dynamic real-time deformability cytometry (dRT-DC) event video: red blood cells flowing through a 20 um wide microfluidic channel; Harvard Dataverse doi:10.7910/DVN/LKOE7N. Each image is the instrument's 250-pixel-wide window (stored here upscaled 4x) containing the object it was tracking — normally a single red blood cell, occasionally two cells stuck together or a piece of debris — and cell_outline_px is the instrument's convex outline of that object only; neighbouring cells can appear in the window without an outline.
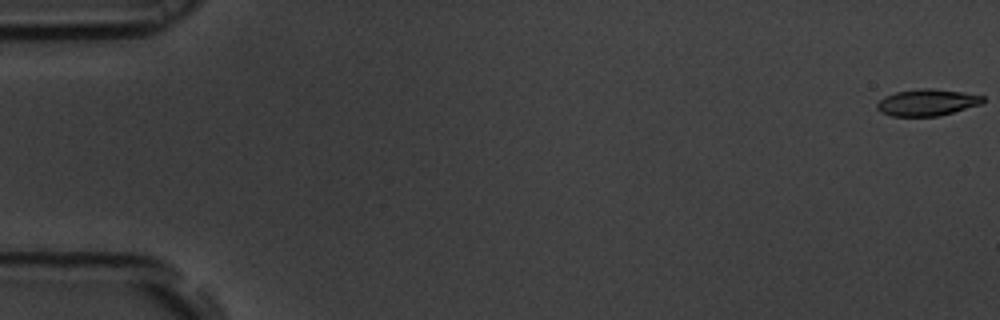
{"species": "common noctule bat (a hibernating species)", "species_latin": "Nyctalus noctula", "temperature_condition": "room temperature", "stored_images_in_passage": 56, "camera_frame_rate_fps": 3000, "um_per_image_px": 0.085, "animal": {"sex": "male", "body_mass_g": 19.5, "forearm_length_mm": 54.6}, "frame": {"image": 1, "passage_image": 1, "time_ms": 0.0, "image_size_px": [1000, 320], "cell_outline_px": [[984, 104], [940, 116], [892, 116], [880, 112], [876, 108], [876, 104], [884, 96], [896, 92], [920, 88], [932, 88], [964, 92], [984, 96]], "centroid_in_image_um": [78.83, 8.71], "position_along_channel_um": 6.2, "area_um2": 16.7}}
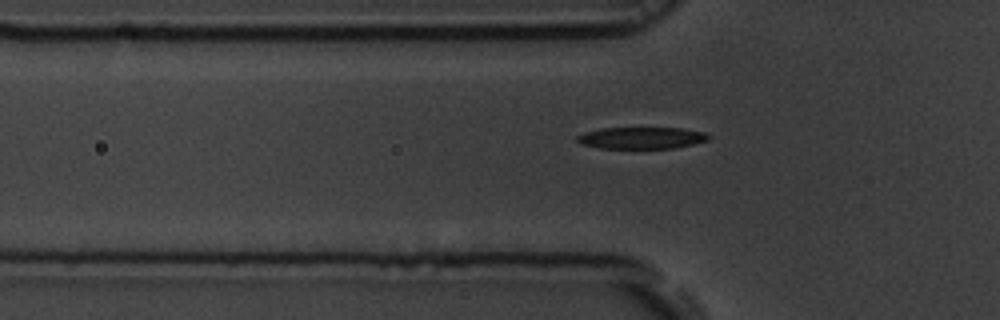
{"frame": {"image": 2, "passage_image": 19, "time_ms": 6.0, "image_size_px": [1000, 320], "cell_outline_px": [[712, 136], [708, 140], [692, 144], [672, 148], [600, 148], [580, 144], [576, 140], [576, 136], [584, 132], [600, 128], [680, 128], [704, 132]], "centroid_in_image_um": [54.5, 11.72], "position_along_channel_um": 71.3, "area_um2": 16.65}}
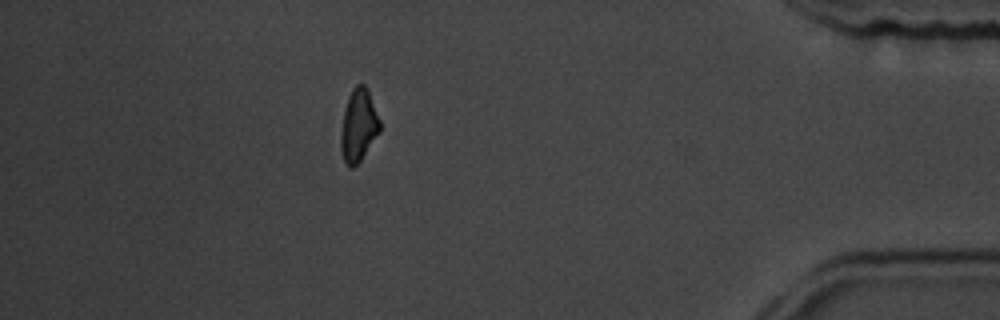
{"frame": {"image": 3, "passage_image": 50, "time_ms": 16.333, "image_size_px": [1000, 320], "cell_outline_px": [[380, 132], [360, 160], [352, 168], [348, 168], [344, 160], [340, 148], [340, 136], [344, 112], [348, 96], [352, 88], [356, 84], [364, 84], [368, 88], [380, 120]], "centroid_in_image_um": [30.48, 10.64], "position_along_channel_um": 404.7, "area_um2": 16.53}, "authors_computed_cell_mechanics": {"area_um2": 17.1955, "velocity_mm_per_s": 3.6699, "shape_relaxation_time_tau1_ms": 2.4584, "shape_relaxation_time_tau2_ms": 3.4606, "deformation_change_tau1": 0.1047, "deformation_change_tau2": 0.0898}}